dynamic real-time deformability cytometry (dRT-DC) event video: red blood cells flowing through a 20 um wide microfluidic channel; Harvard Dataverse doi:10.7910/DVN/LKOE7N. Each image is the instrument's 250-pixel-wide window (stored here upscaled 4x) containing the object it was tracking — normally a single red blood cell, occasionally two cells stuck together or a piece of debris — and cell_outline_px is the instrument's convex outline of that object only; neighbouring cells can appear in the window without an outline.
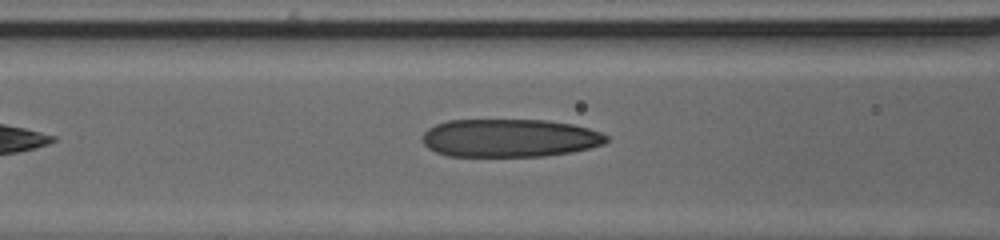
{"species": "human", "species_latin": "Homo sapiens", "temperature_condition": "cold", "stored_images_in_passage": 29, "camera_frame_rate_fps": 3000, "um_per_image_px": 0.085, "donor": {"sex": "male"}, "frame": {"image": 1, "passage_image": 8, "time_ms": 2.333, "image_size_px": [1000, 240], "cell_outline_px": [[608, 140], [604, 144], [572, 152], [544, 156], [448, 156], [436, 152], [428, 148], [424, 144], [420, 136], [428, 128], [436, 124], [448, 120], [544, 120], [572, 124], [588, 128], [600, 132], [608, 136]], "centroid_in_image_um": [43.29, 11.73], "position_along_channel_um": 123.3, "area_um2": 40.98}}
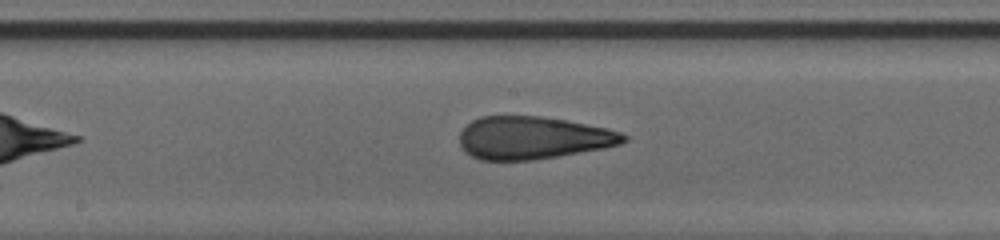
{"frame": {"image": 2, "passage_image": 14, "time_ms": 4.333, "image_size_px": [1000, 240], "cell_outline_px": [[628, 140], [620, 144], [604, 148], [532, 160], [480, 160], [464, 152], [460, 144], [460, 132], [472, 120], [480, 116], [544, 116], [568, 120], [608, 128], [620, 132], [628, 136]], "centroid_in_image_um": [45.3, 11.71], "position_along_channel_um": 202.9, "area_um2": 40.92}}
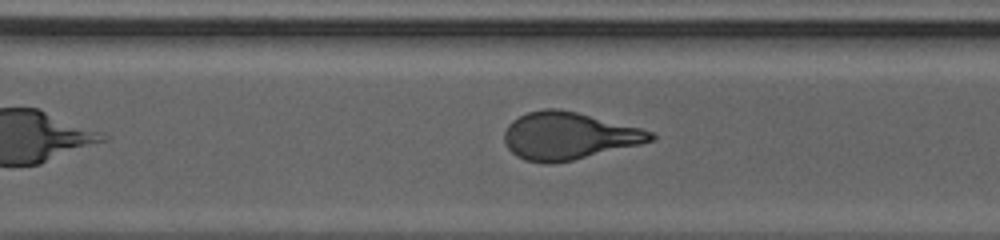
{"frame": {"image": 3, "passage_image": 23, "time_ms": 7.333, "image_size_px": [1000, 240], "cell_outline_px": [[656, 136], [652, 140], [640, 144], [572, 160], [552, 164], [524, 160], [516, 156], [508, 148], [504, 140], [504, 132], [508, 124], [512, 120], [528, 112], [544, 108], [560, 108], [640, 128], [652, 132]], "centroid_in_image_um": [48.28, 11.55], "position_along_channel_um": 322.3, "area_um2": 40.06}}